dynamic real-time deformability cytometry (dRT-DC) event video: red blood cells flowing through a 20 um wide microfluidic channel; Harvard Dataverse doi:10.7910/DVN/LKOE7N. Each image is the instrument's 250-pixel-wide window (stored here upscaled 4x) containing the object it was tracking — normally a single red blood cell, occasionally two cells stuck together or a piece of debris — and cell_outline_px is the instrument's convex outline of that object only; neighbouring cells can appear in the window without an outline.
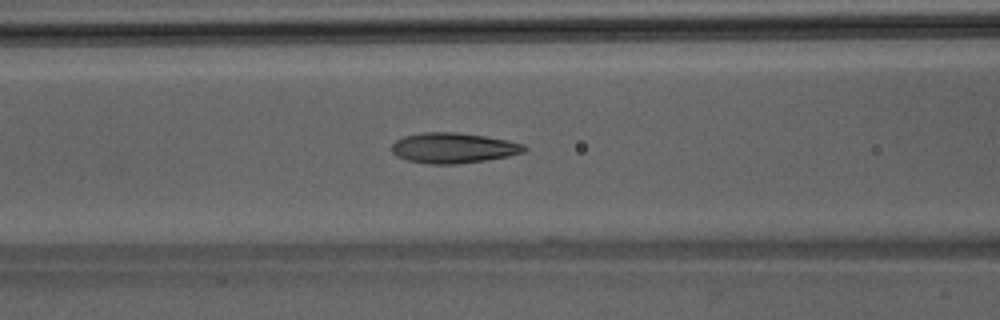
{"species": "Egyptian fruit bat (a non-hibernating species)", "species_latin": "Rousettus aegyptiacus", "temperature_condition": "room temperature", "stored_images_in_passage": 46, "camera_frame_rate_fps": 3000, "um_per_image_px": 0.085, "animal": {"sex": "male"}, "frame": {"image": 1, "passage_image": 18, "time_ms": 5.667, "image_size_px": [1000, 320], "cell_outline_px": [[528, 148], [524, 152], [508, 156], [484, 160], [456, 164], [428, 164], [408, 160], [396, 156], [392, 152], [392, 144], [396, 140], [404, 136], [424, 132], [456, 132], [484, 136], [508, 140], [524, 144]], "centroid_in_image_um": [38.53, 12.57], "position_along_channel_um": 128.1, "area_um2": 23.41}}
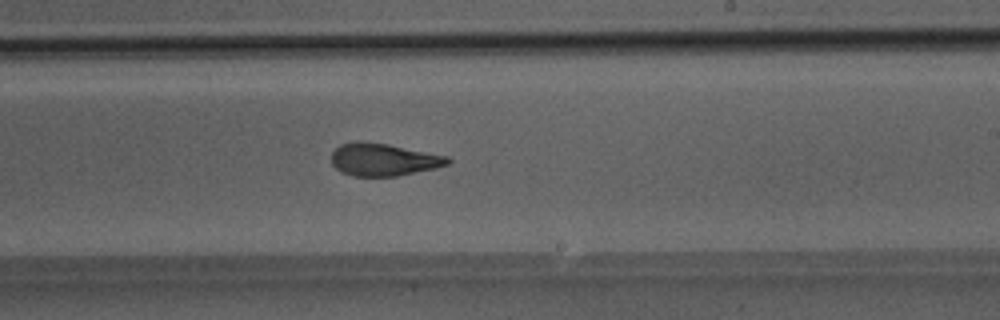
{"frame": {"image": 2, "passage_image": 27, "time_ms": 8.667, "image_size_px": [1000, 320], "cell_outline_px": [[452, 160], [448, 164], [436, 168], [396, 176], [352, 176], [340, 172], [332, 164], [332, 152], [340, 144], [356, 140], [360, 140], [388, 144], [448, 156]], "centroid_in_image_um": [32.57, 13.56], "position_along_channel_um": 256.4, "area_um2": 22.2}}
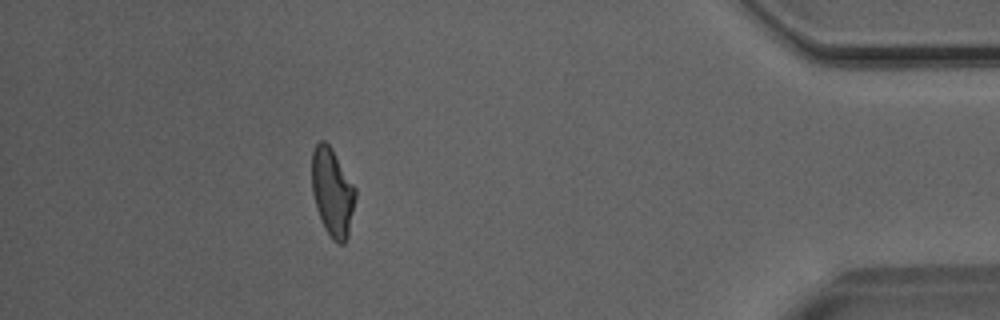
{"frame": {"image": 3, "passage_image": 41, "time_ms": 13.333, "image_size_px": [1000, 320], "cell_outline_px": [[356, 196], [348, 236], [344, 244], [336, 244], [332, 240], [324, 228], [320, 220], [316, 208], [312, 192], [312, 152], [316, 144], [320, 140], [324, 140], [332, 148], [356, 188]], "centroid_in_image_um": [28.25, 16.36], "position_along_channel_um": 407.0, "area_um2": 22.6}}